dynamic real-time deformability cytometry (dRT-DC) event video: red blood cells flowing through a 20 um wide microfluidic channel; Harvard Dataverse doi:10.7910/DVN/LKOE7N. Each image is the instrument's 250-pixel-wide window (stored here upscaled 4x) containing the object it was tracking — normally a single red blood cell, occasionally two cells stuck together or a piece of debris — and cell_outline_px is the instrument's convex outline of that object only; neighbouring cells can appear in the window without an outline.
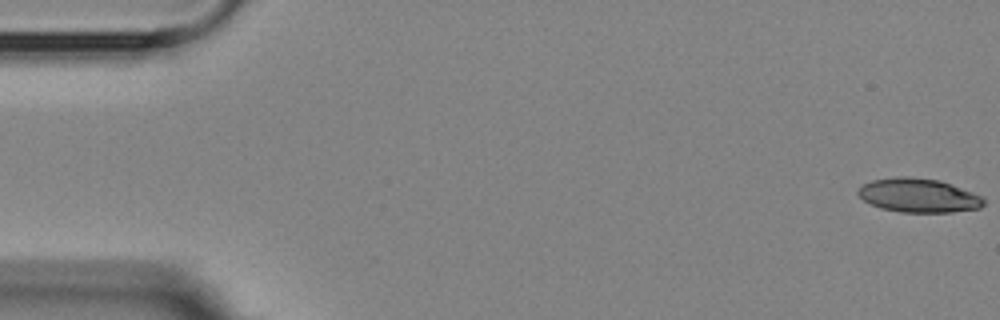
{"species": "Egyptian fruit bat (a non-hibernating species)", "species_latin": "Rousettus aegyptiacus", "temperature_condition": "room temperature", "stored_images_in_passage": 5, "camera_frame_rate_fps": 3000, "um_per_image_px": 0.085, "animal": {"sex": "female"}, "frame": {"image": 1, "passage_image": 1, "time_ms": 0.0, "image_size_px": [1000, 320], "cell_outline_px": [[984, 204], [980, 208], [952, 212], [900, 212], [880, 208], [864, 200], [856, 192], [864, 184], [872, 180], [896, 176], [908, 176], [940, 180], [952, 184], [984, 196]], "centroid_in_image_um": [78.11, 16.6], "position_along_channel_um": 6.9, "area_um2": 24.97}}
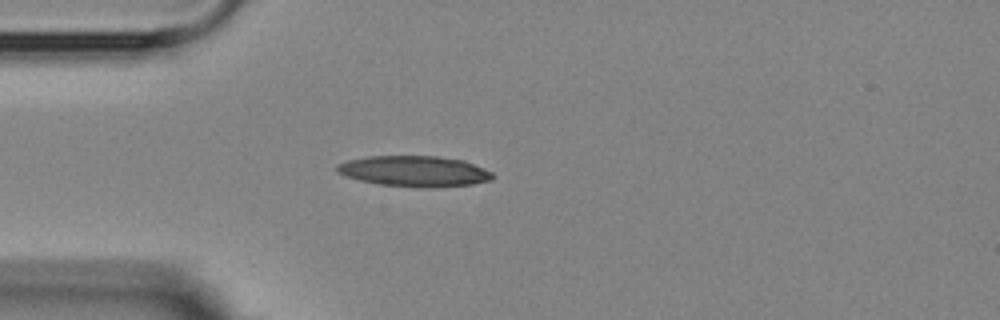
{"frame": {"image": 2, "passage_image": 5, "time_ms": 4.667, "image_size_px": [1000, 320], "cell_outline_px": [[496, 176], [492, 180], [472, 184], [436, 188], [420, 188], [380, 184], [360, 180], [344, 176], [336, 172], [336, 164], [348, 160], [368, 156], [436, 156], [464, 160], [484, 168], [492, 172]], "centroid_in_image_um": [35.24, 14.56], "position_along_channel_um": 49.8, "area_um2": 28.21}}